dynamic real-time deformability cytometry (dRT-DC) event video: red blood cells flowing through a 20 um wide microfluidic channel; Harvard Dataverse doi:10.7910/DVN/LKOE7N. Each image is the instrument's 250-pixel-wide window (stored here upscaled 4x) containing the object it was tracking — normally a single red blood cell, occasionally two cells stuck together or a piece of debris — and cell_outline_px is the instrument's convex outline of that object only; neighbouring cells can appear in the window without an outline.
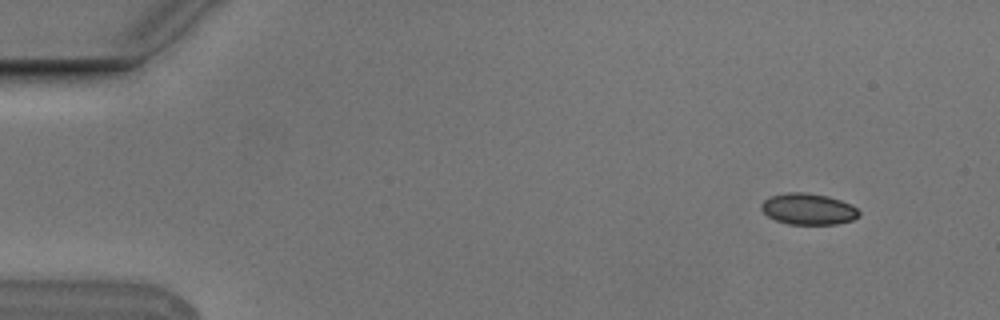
{"species": "Egyptian fruit bat (a non-hibernating species)", "species_latin": "Rousettus aegyptiacus", "temperature_condition": "cold", "stored_images_in_passage": 5, "camera_frame_rate_fps": 3000, "um_per_image_px": 0.085, "animal": {"sex": "male"}, "frame": {"image": 1, "passage_image": 1, "time_ms": 0.0, "image_size_px": [1000, 320], "cell_outline_px": [[860, 216], [852, 220], [836, 224], [788, 224], [776, 220], [768, 216], [760, 208], [760, 204], [764, 200], [772, 196], [784, 192], [808, 192], [828, 196], [852, 204], [860, 212]], "centroid_in_image_um": [68.71, 17.76], "position_along_channel_um": 16.3, "area_um2": 17.92}}